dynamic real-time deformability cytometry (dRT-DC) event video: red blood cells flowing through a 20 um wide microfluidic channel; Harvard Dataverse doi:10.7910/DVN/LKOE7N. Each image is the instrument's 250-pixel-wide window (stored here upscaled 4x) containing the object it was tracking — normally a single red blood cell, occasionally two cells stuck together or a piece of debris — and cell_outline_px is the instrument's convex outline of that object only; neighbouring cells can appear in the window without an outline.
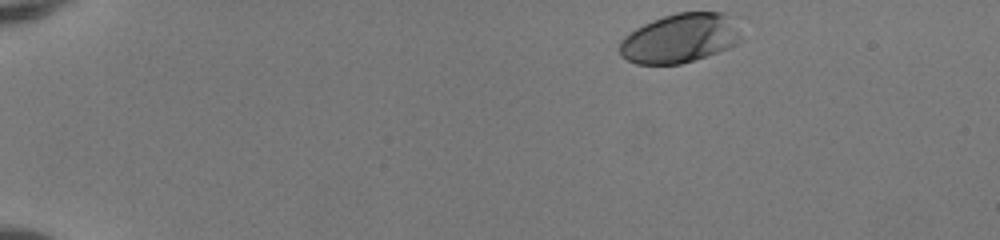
{"species": "human", "species_latin": "Homo sapiens", "temperature_condition": "room temperature", "stored_images_in_passage": 44, "camera_frame_rate_fps": 3000, "um_per_image_px": 0.085, "donor": {"sex": "female"}, "frame": {"image": 1, "passage_image": 1, "time_ms": 0.0, "image_size_px": [1000, 240], "cell_outline_px": [[740, 40], [736, 44], [728, 48], [680, 64], [636, 64], [620, 56], [620, 40], [624, 36], [636, 28], [652, 20], [676, 12], [724, 12], [728, 16], [740, 36]], "centroid_in_image_um": [57.73, 3.25], "position_along_channel_um": 27.3, "area_um2": 34.33}}
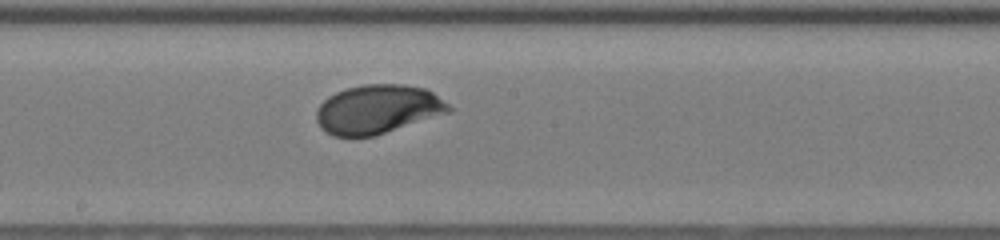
{"frame": {"image": 2, "passage_image": 23, "time_ms": 7.333, "image_size_px": [1000, 240], "cell_outline_px": [[452, 112], [376, 136], [332, 136], [324, 132], [320, 128], [316, 120], [316, 112], [320, 104], [328, 96], [336, 92], [348, 88], [364, 84], [404, 84], [424, 88], [432, 92], [448, 104], [452, 108]], "centroid_in_image_um": [32.11, 9.3], "position_along_channel_um": 216.1, "area_um2": 38.03}}
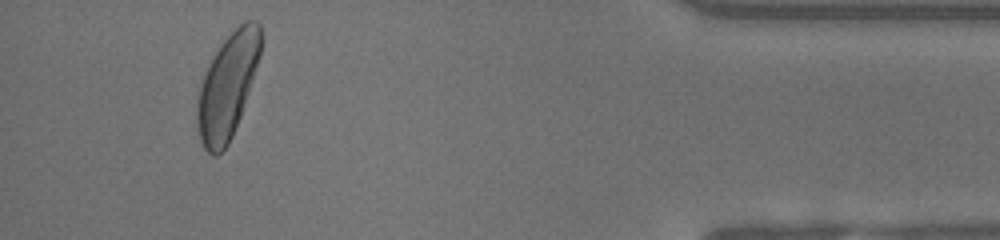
{"frame": {"image": 3, "passage_image": 41, "time_ms": 13.333, "image_size_px": [1000, 240], "cell_outline_px": [[260, 56], [240, 116], [232, 136], [228, 144], [216, 156], [212, 156], [204, 148], [200, 140], [196, 124], [196, 104], [200, 80], [212, 56], [220, 44], [244, 20], [256, 20], [260, 24]], "centroid_in_image_um": [19.29, 7.32], "position_along_channel_um": 415.9, "area_um2": 38.67}, "authors_computed_cell_mechanics": {"area_um2": 36.3273, "velocity_mm_per_s": 4.1059, "shape_relaxation_time_tau1_ms": 2.0261, "shape_relaxation_time_tau2_ms": null, "deformation_change_tau1": 0.13, "deformation_change_tau2": null}}